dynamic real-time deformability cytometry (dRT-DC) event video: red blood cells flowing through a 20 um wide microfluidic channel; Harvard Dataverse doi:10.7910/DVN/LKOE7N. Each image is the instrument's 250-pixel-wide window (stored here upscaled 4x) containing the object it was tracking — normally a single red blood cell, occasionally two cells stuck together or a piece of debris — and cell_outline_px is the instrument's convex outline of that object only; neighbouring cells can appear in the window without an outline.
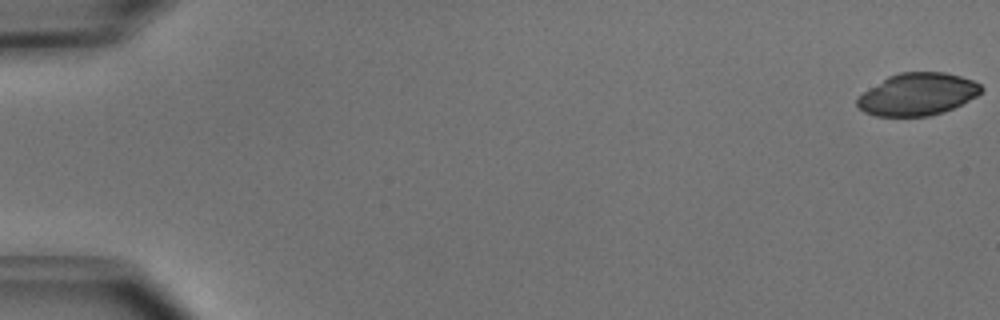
{"species": "common noctule bat (a hibernating species)", "species_latin": "Nyctalus noctula", "temperature_condition": "cold", "stored_images_in_passage": 51, "camera_frame_rate_fps": 3000, "um_per_image_px": 0.085, "animal": {"sex": "male", "body_mass_g": 15.6}, "frame": {"image": 1, "passage_image": 1, "time_ms": 0.0, "image_size_px": [1000, 320], "cell_outline_px": [[984, 88], [976, 96], [952, 108], [928, 116], [876, 116], [864, 112], [856, 104], [856, 96], [888, 76], [900, 72], [944, 72], [960, 76], [972, 80], [980, 84]], "centroid_in_image_um": [77.94, 8.0], "position_along_channel_um": 7.1, "area_um2": 30.4}}
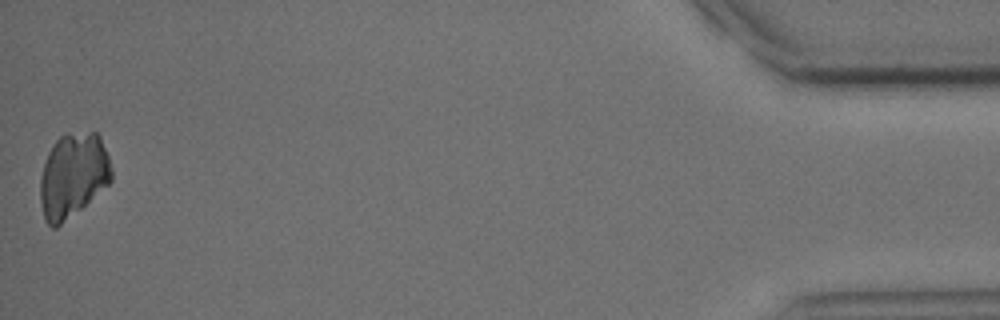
{"frame": {"image": 2, "passage_image": 51, "time_ms": 16.667, "image_size_px": [1000, 320], "cell_outline_px": [[112, 180], [108, 184], [80, 208], [56, 228], [52, 228], [44, 220], [40, 200], [40, 180], [44, 164], [48, 152], [52, 144], [60, 136], [68, 132], [96, 132], [100, 136], [108, 156], [112, 168]], "centroid_in_image_um": [6.19, 14.88], "position_along_channel_um": 429.0, "area_um2": 34.97}}